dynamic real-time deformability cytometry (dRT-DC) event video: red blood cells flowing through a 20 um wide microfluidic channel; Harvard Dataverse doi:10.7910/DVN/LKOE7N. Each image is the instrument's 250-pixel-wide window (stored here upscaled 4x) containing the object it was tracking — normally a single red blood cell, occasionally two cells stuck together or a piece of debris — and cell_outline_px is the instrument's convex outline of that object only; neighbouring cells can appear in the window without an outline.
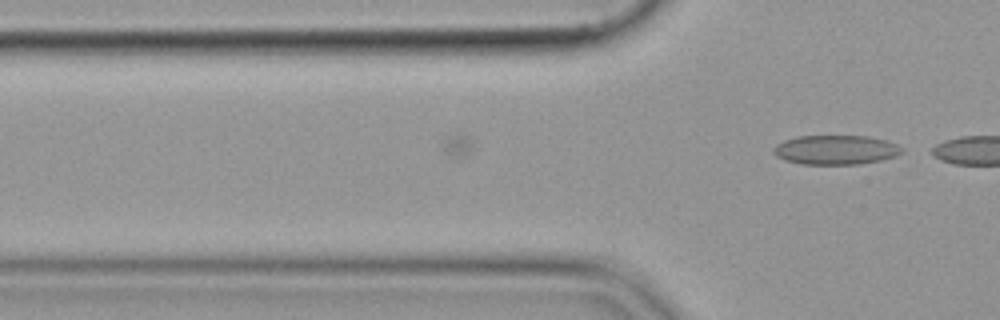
{"species": "common noctule bat (a hibernating species)", "species_latin": "Nyctalus noctula", "temperature_condition": "cold", "stored_images_in_passage": 8, "camera_frame_rate_fps": 3000, "um_per_image_px": 0.085, "animal": {"sex": "female", "body_mass_g": 19.9}, "frame": {"image": 1, "passage_image": 8, "time_ms": 2.333, "image_size_px": [1000, 320], "cell_outline_px": [[904, 152], [896, 156], [880, 160], [860, 164], [800, 164], [784, 160], [776, 156], [772, 152], [772, 148], [776, 144], [784, 140], [796, 136], [868, 136], [888, 140], [904, 148]], "centroid_in_image_um": [71.03, 12.73], "position_along_channel_um": 54.8, "area_um2": 22.25}}